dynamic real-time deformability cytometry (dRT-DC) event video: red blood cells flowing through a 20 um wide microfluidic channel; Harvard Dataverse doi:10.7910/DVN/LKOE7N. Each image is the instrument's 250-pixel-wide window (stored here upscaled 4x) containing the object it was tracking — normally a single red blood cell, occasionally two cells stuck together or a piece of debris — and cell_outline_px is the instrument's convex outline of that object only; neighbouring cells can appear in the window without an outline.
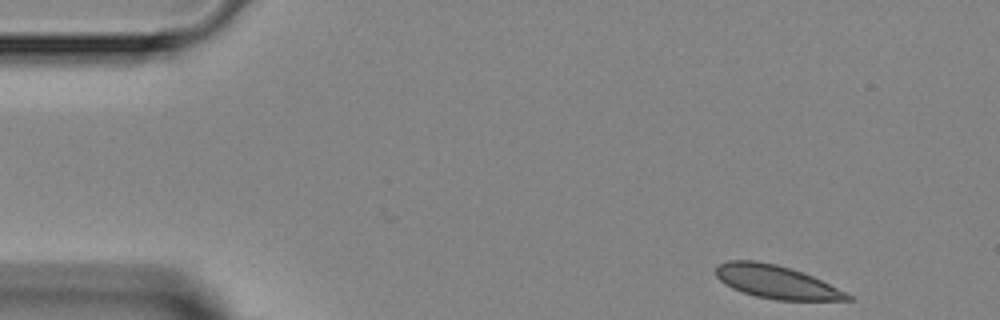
{"species": "Egyptian fruit bat (a non-hibernating species)", "species_latin": "Rousettus aegyptiacus", "temperature_condition": "room temperature", "stored_images_in_passage": 3, "camera_frame_rate_fps": 3000, "um_per_image_px": 0.085, "animal": {"sex": "female"}, "frame": {"image": 1, "passage_image": 1, "time_ms": 0.0, "image_size_px": [1000, 320], "cell_outline_px": [[852, 300], [776, 300], [756, 296], [732, 288], [724, 284], [716, 276], [716, 268], [720, 264], [728, 260], [752, 260], [776, 264], [812, 276], [852, 296]], "centroid_in_image_um": [65.93, 23.96], "position_along_channel_um": 19.1, "area_um2": 24.91}}
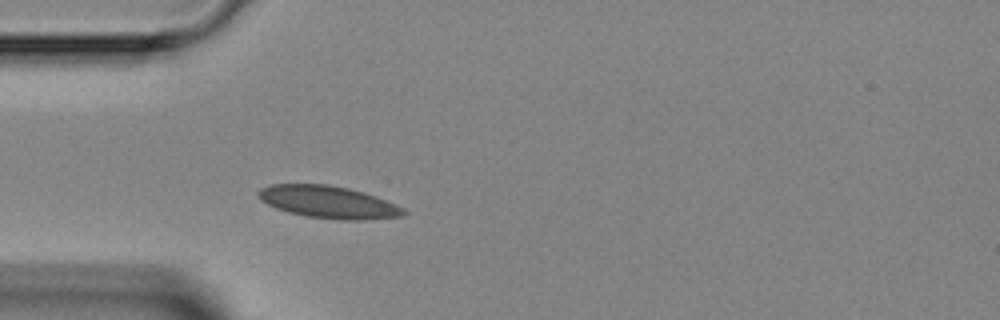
{"frame": {"image": 2, "passage_image": 3, "time_ms": 3.0, "image_size_px": [1000, 320], "cell_outline_px": [[408, 212], [404, 216], [364, 220], [340, 220], [308, 216], [288, 212], [276, 208], [260, 200], [256, 192], [260, 188], [272, 184], [328, 184], [348, 188], [364, 192], [376, 196], [396, 204], [404, 208]], "centroid_in_image_um": [27.93, 17.17], "position_along_channel_um": 57.1, "area_um2": 27.51}}